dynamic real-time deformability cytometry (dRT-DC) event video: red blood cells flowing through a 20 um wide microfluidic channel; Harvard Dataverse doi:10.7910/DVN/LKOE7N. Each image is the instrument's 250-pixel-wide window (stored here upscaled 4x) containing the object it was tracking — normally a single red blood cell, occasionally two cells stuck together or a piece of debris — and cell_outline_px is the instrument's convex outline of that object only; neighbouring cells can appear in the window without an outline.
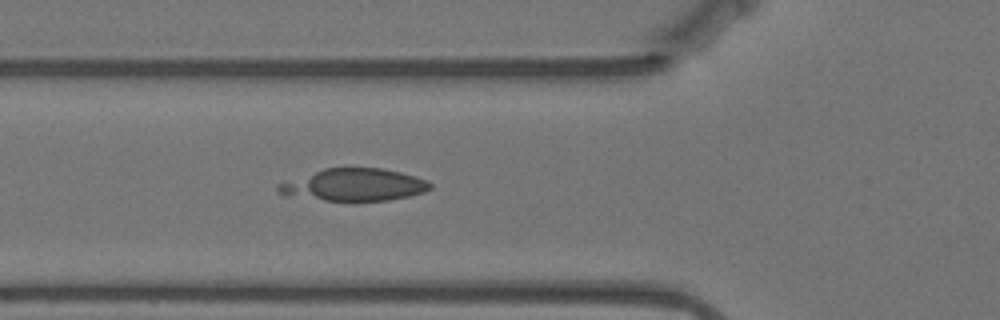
{"species": "Egyptian fruit bat (a non-hibernating species)", "species_latin": "Rousettus aegyptiacus", "temperature_condition": "warm", "stored_images_in_passage": 10, "camera_frame_rate_fps": 3000, "um_per_image_px": 0.085, "animal": {"sex": "female"}, "frame": {"image": 1, "passage_image": 7, "time_ms": 2.0, "image_size_px": [1000, 320], "cell_outline_px": [[432, 188], [424, 192], [412, 196], [388, 200], [352, 204], [284, 196], [276, 192], [276, 184], [324, 168], [384, 168], [416, 176], [428, 180], [432, 184]], "centroid_in_image_um": [30.07, 15.76], "position_along_channel_um": 95.7, "area_um2": 29.82}}